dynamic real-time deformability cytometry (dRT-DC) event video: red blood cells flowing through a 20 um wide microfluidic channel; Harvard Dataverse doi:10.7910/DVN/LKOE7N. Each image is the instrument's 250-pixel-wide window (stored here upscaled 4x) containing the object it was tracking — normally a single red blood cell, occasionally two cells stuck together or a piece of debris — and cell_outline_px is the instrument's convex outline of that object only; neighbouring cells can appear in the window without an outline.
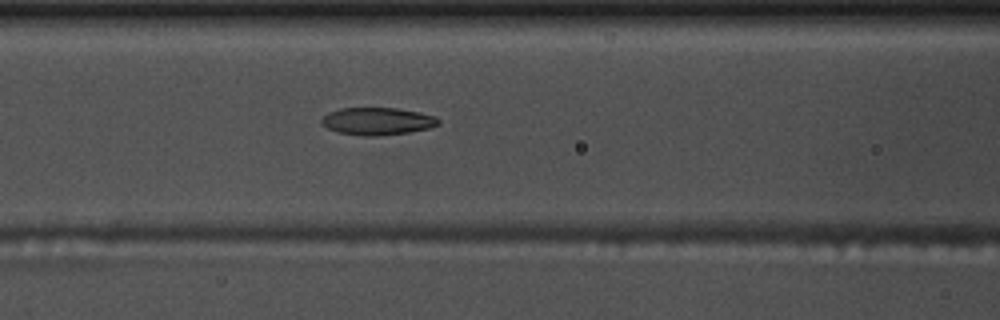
{"species": "common noctule bat (a hibernating species)", "species_latin": "Nyctalus noctula", "temperature_condition": "warm", "stored_images_in_passage": 55, "camera_frame_rate_fps": 3000, "um_per_image_px": 0.085, "animal": {"sex": "male", "body_mass_g": 17.5, "forearm_length_mm": 52.3}, "frame": {"image": 1, "passage_image": 23, "time_ms": 7.333, "image_size_px": [1000, 320], "cell_outline_px": [[440, 124], [428, 128], [408, 132], [376, 136], [364, 136], [336, 132], [320, 124], [320, 120], [328, 112], [340, 108], [396, 108], [420, 112], [436, 116], [440, 120]], "centroid_in_image_um": [32.06, 10.3], "position_along_channel_um": 134.5, "area_um2": 18.79}}
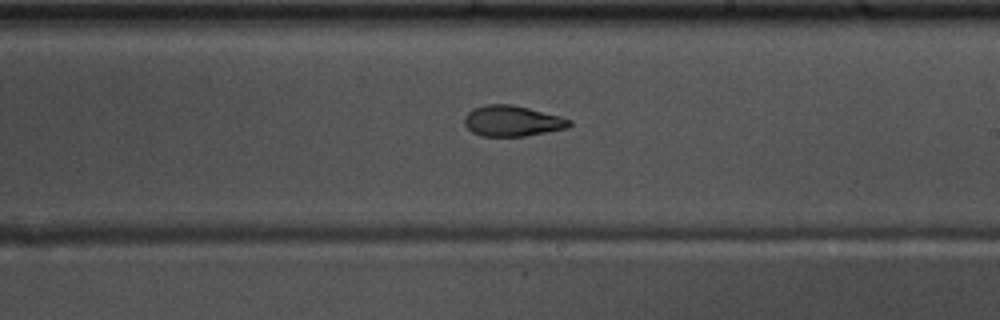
{"frame": {"image": 2, "passage_image": 32, "time_ms": 10.333, "image_size_px": [1000, 320], "cell_outline_px": [[572, 124], [568, 128], [524, 136], [480, 136], [472, 132], [464, 124], [464, 116], [472, 108], [484, 104], [512, 104], [560, 116], [572, 120]], "centroid_in_image_um": [43.52, 10.27], "position_along_channel_um": 245.5, "area_um2": 18.9}}
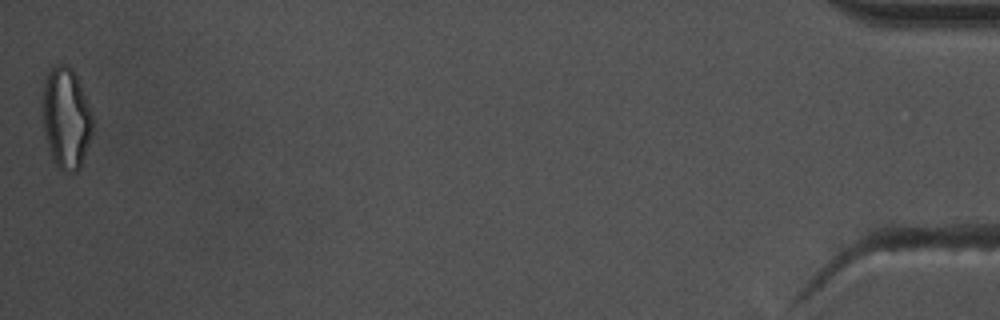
{"frame": {"image": 3, "passage_image": 55, "time_ms": 18.0, "image_size_px": [1000, 320], "cell_outline_px": [[92, 136], [80, 168], [76, 172], [64, 172], [52, 160], [44, 136], [44, 84], [48, 72], [56, 64], [64, 64], [72, 68], [92, 108]], "centroid_in_image_um": [5.65, 10.07], "position_along_channel_um": 429.5, "area_um2": 29.54}, "authors_computed_cell_mechanics": {"area_um2": 19.7098, "velocity_mm_per_s": 3.7165, "shape_relaxation_time_tau1_ms": 8.1937, "shape_relaxation_time_tau2_ms": 2.603, "deformation_change_tau1": 0.2377, "deformation_change_tau2": 0.1015}}